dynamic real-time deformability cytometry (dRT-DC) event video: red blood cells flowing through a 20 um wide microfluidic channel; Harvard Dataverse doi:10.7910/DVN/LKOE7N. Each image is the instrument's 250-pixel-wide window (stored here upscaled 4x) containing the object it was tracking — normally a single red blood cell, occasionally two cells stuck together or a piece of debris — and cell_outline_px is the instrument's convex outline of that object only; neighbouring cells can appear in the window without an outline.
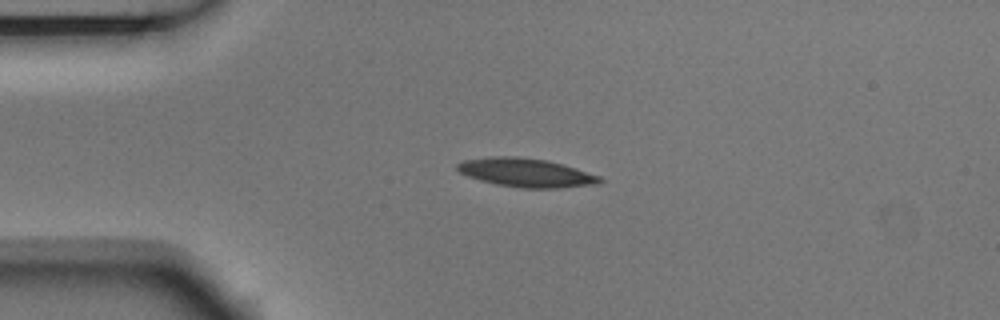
{"species": "Egyptian fruit bat (a non-hibernating species)", "species_latin": "Rousettus aegyptiacus", "temperature_condition": "room temperature", "stored_images_in_passage": 9, "camera_frame_rate_fps": 3000, "um_per_image_px": 0.085, "animal": {"sex": "male"}, "frame": {"image": 1, "passage_image": 4, "time_ms": 1.0, "image_size_px": [1000, 320], "cell_outline_px": [[604, 180], [596, 184], [556, 188], [520, 188], [496, 184], [480, 180], [468, 176], [460, 172], [456, 168], [456, 164], [464, 160], [492, 156], [516, 156], [548, 160], [576, 168], [600, 176]], "centroid_in_image_um": [44.7, 14.67], "position_along_channel_um": 40.3, "area_um2": 23.81}}
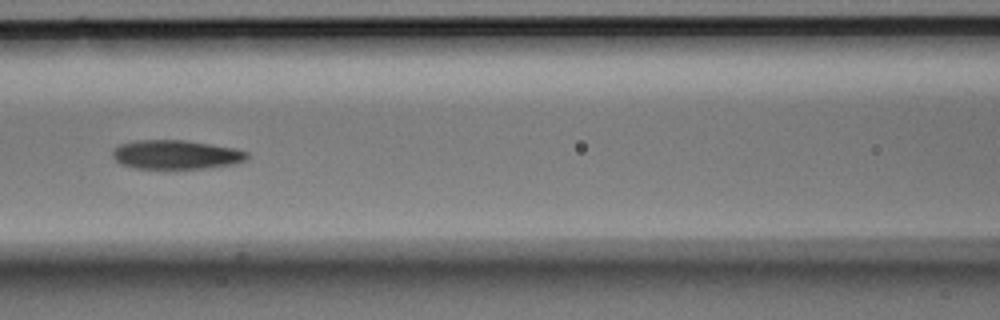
{"frame": {"image": 2, "passage_image": 7, "time_ms": 2.0, "image_size_px": [1000, 320], "cell_outline_px": [[248, 156], [244, 160], [232, 164], [204, 168], [132, 168], [120, 164], [112, 156], [112, 152], [120, 144], [136, 140], [184, 140], [212, 144], [236, 148], [248, 152]], "centroid_in_image_um": [14.94, 13.13], "position_along_channel_um": 151.7, "area_um2": 22.66}}
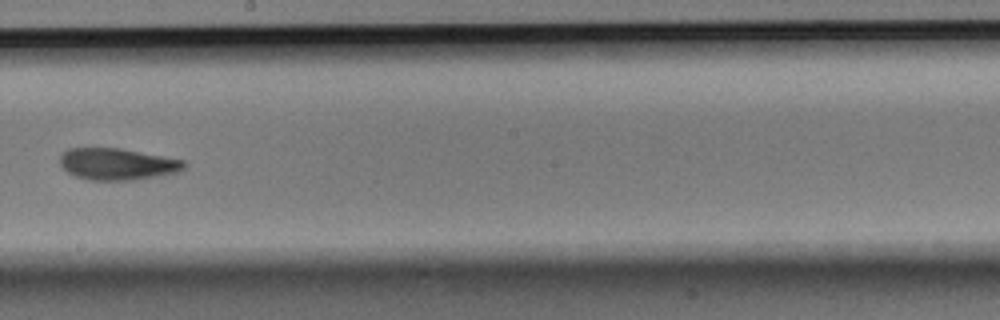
{"frame": {"image": 3, "passage_image": 9, "time_ms": 2.667, "image_size_px": [1000, 320], "cell_outline_px": [[188, 164], [180, 172], [132, 180], [88, 180], [76, 176], [68, 172], [60, 164], [60, 156], [68, 148], [120, 148], [184, 160]], "centroid_in_image_um": [9.99, 13.94], "position_along_channel_um": 238.2, "area_um2": 22.89}}